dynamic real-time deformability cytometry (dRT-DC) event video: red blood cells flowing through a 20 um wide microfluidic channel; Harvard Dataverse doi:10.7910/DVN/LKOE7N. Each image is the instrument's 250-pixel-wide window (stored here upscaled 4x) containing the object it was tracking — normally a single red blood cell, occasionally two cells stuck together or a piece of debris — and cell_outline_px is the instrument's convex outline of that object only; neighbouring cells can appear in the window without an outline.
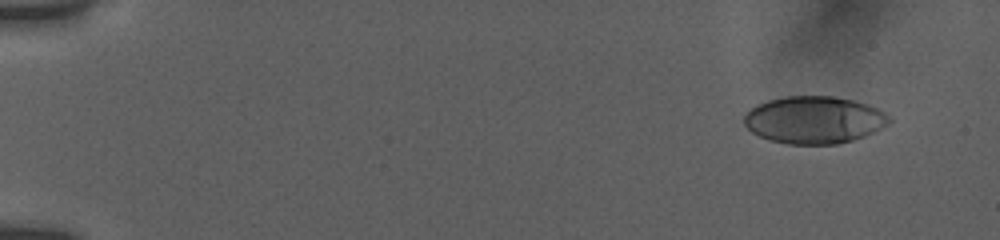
{"species": "human", "species_latin": "Homo sapiens", "temperature_condition": "room temperature", "stored_images_in_passage": 50, "camera_frame_rate_fps": 3000, "um_per_image_px": 0.085, "donor": {"sex": "female"}, "frame": {"image": 1, "passage_image": 4, "time_ms": 1.333, "image_size_px": [1000, 240], "cell_outline_px": [[892, 120], [888, 124], [864, 136], [852, 140], [836, 144], [788, 144], [768, 140], [752, 132], [744, 124], [744, 116], [756, 104], [768, 100], [788, 96], [832, 96], [852, 100], [868, 104], [892, 116]], "centroid_in_image_um": [69.2, 10.19], "position_along_channel_um": 15.8, "area_um2": 39.94}}
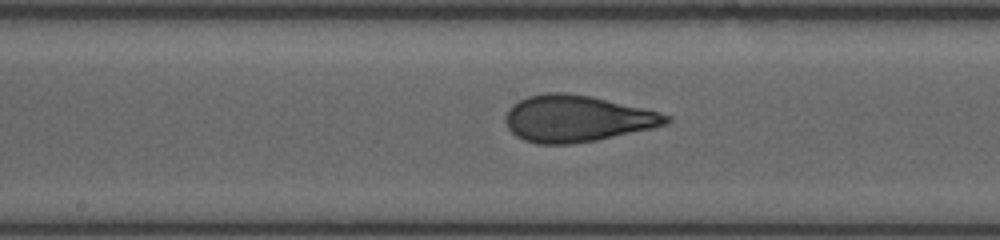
{"frame": {"image": 2, "passage_image": 28, "time_ms": 10.0, "image_size_px": [1000, 240], "cell_outline_px": [[672, 120], [668, 124], [652, 128], [596, 140], [568, 144], [536, 144], [524, 140], [516, 136], [508, 128], [504, 120], [504, 116], [508, 108], [512, 104], [528, 96], [548, 92], [564, 92], [592, 96], [672, 116]], "centroid_in_image_um": [48.99, 10.08], "position_along_channel_um": 199.2, "area_um2": 43.47}}
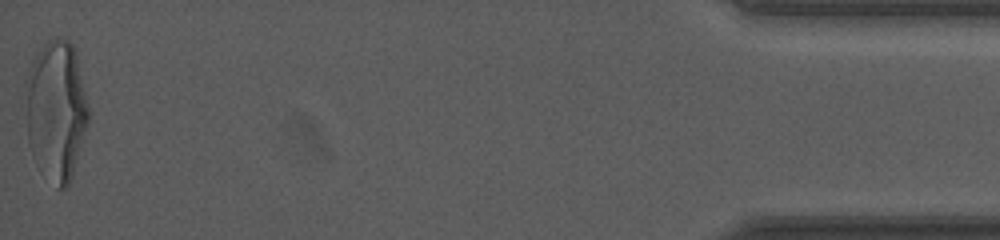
{"frame": {"image": 3, "passage_image": 50, "time_ms": 18.333, "image_size_px": [1000, 240], "cell_outline_px": [[88, 124], [72, 176], [68, 188], [60, 188], [32, 152], [28, 144], [24, 84], [28, 68], [32, 60], [44, 44], [48, 40], [56, 36], [60, 36], [68, 40], [72, 44], [76, 52], [88, 104]], "centroid_in_image_um": [4.77, 9.25], "position_along_channel_um": 430.4, "area_um2": 50.86}, "authors_computed_cell_mechanics": {"area_um2": 42.6275, "velocity_mm_per_s": 3.801, "shape_relaxation_time_tau1_ms": 4.308, "shape_relaxation_time_tau2_ms": 0.9882, "deformation_change_tau1": 0.2205, "deformation_change_tau2": 0.0902}}